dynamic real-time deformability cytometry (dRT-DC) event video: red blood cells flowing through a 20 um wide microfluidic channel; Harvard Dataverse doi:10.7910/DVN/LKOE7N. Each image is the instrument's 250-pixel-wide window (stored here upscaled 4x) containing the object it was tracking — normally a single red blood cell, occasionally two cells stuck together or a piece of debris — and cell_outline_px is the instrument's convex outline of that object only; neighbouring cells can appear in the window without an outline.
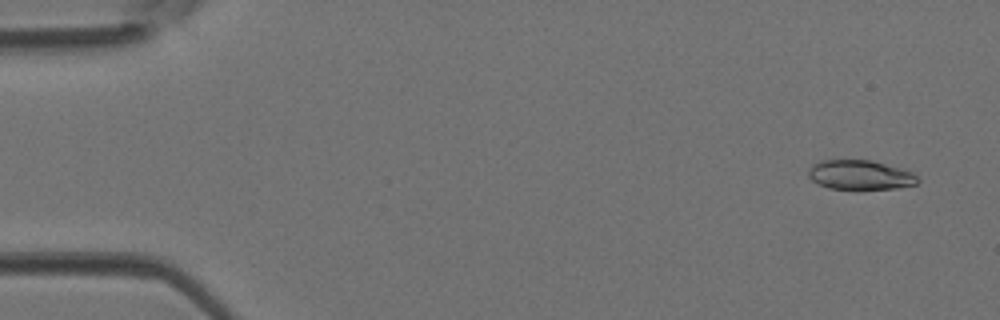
{"species": "Egyptian fruit bat (a non-hibernating species)", "species_latin": "Rousettus aegyptiacus", "temperature_condition": "room temperature", "stored_images_in_passage": 40, "camera_frame_rate_fps": 3000, "um_per_image_px": 0.085, "animal": {"sex": "female"}, "frame": {"image": 1, "passage_image": 3, "time_ms": 0.667, "image_size_px": [1000, 320], "cell_outline_px": [[920, 180], [916, 184], [896, 188], [828, 188], [816, 184], [808, 176], [808, 172], [812, 164], [820, 160], [872, 160], [904, 168], [912, 172]], "centroid_in_image_um": [73.11, 14.85], "position_along_channel_um": 11.9, "area_um2": 18.79}}
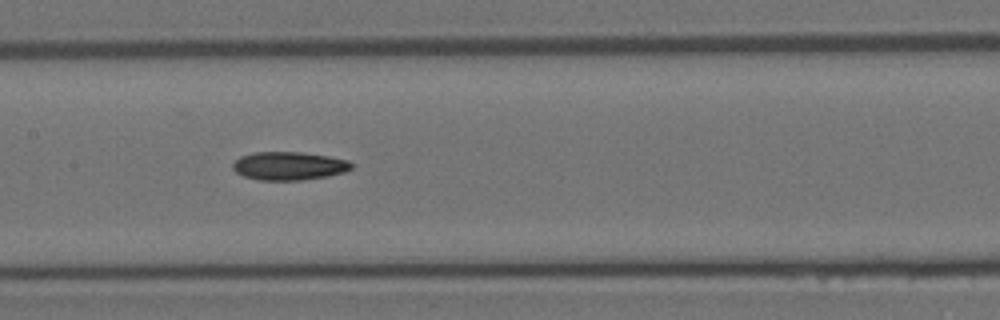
{"frame": {"image": 2, "passage_image": 22, "time_ms": 7.0, "image_size_px": [1000, 320], "cell_outline_px": [[352, 168], [344, 172], [328, 176], [300, 180], [256, 180], [244, 176], [236, 172], [232, 168], [232, 164], [240, 156], [256, 152], [300, 152], [328, 156], [348, 160], [352, 164]], "centroid_in_image_um": [24.54, 14.1], "position_along_channel_um": 182.9, "area_um2": 19.54}}
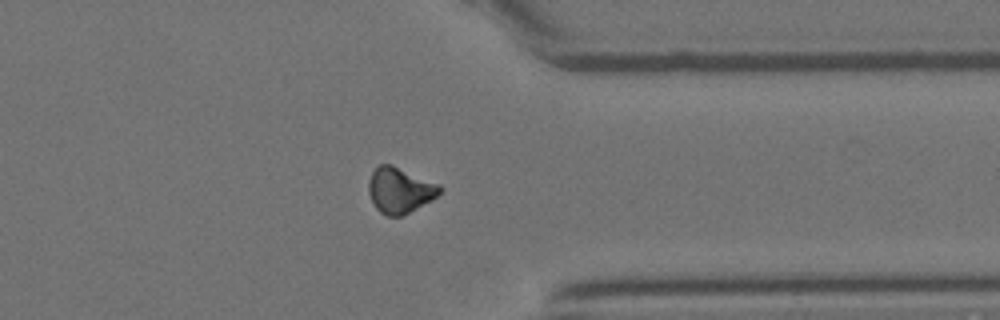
{"frame": {"image": 3, "passage_image": 35, "time_ms": 11.333, "image_size_px": [1000, 320], "cell_outline_px": [[444, 188], [432, 200], [400, 216], [388, 216], [380, 212], [376, 208], [368, 192], [368, 180], [372, 172], [380, 164], [392, 164], [440, 184]], "centroid_in_image_um": [33.99, 16.15], "position_along_channel_um": 377.4, "area_um2": 18.9}}